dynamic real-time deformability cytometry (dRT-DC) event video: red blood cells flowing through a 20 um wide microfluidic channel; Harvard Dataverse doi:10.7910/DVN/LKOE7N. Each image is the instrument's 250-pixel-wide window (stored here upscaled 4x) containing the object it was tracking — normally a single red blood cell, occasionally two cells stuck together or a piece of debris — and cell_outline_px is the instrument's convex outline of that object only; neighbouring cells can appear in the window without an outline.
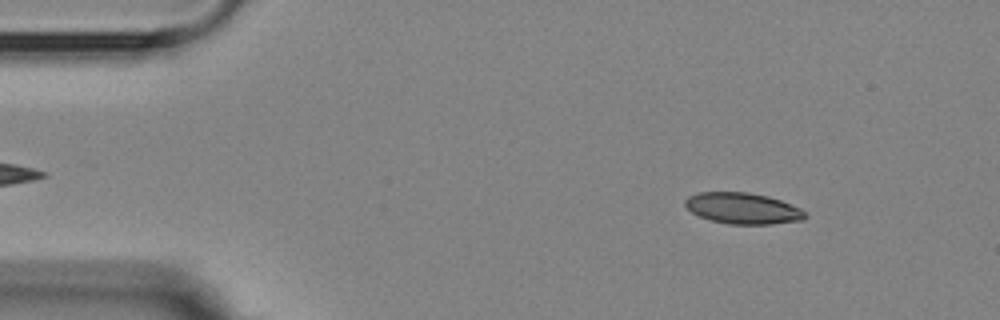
{"species": "Egyptian fruit bat (a non-hibernating species)", "species_latin": "Rousettus aegyptiacus", "temperature_condition": "room temperature", "stored_images_in_passage": 5, "segment_of_instrument_passage": [2, 2], "camera_frame_rate_fps": 3000, "um_per_image_px": 0.085, "animal": {"sex": "female"}, "frame": {"image": 1, "passage_image": 5, "time_ms": 5.667, "image_size_px": [1000, 320], "cell_outline_px": [[808, 216], [804, 220], [772, 224], [728, 224], [708, 220], [692, 212], [684, 204], [684, 200], [688, 196], [700, 192], [748, 192], [768, 196], [780, 200], [800, 208], [808, 212]], "centroid_in_image_um": [63.16, 17.71], "position_along_channel_um": 21.8, "area_um2": 21.96}}